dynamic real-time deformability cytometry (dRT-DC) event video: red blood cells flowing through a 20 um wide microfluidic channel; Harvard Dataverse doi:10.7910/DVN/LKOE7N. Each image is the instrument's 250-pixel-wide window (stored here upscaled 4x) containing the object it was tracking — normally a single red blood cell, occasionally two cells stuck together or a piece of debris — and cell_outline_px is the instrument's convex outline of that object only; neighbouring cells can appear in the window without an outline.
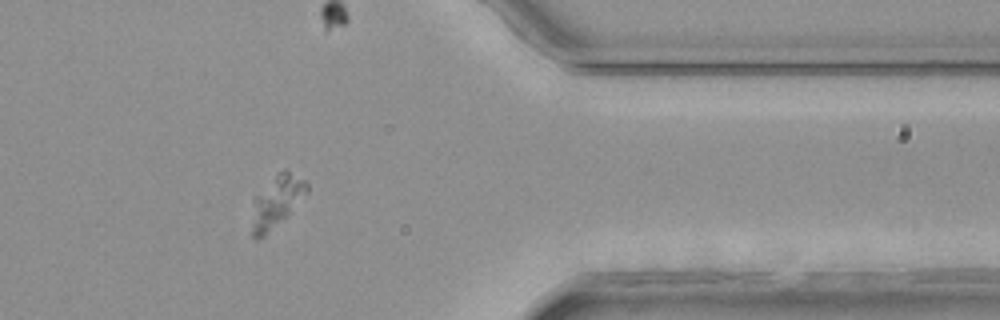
{"species": "common noctule bat (a hibernating species)", "species_latin": "Nyctalus noctula", "temperature_condition": "room temperature", "stored_images_in_passage": 41, "camera_frame_rate_fps": 3000, "um_per_image_px": 0.085, "animal": {"sex": "female", "body_mass_g": 25.1}, "frame": {"image": 1, "passage_image": 31, "time_ms": 10.0, "image_size_px": [1000, 320], "cell_outline_px": [[308, 192], [264, 236], [256, 240], [252, 236], [252, 228], [260, 196], [276, 172], [284, 168], [304, 180], [308, 184]], "centroid_in_image_um": [23.6, 17.08], "position_along_channel_um": 387.8, "area_um2": 14.91}}